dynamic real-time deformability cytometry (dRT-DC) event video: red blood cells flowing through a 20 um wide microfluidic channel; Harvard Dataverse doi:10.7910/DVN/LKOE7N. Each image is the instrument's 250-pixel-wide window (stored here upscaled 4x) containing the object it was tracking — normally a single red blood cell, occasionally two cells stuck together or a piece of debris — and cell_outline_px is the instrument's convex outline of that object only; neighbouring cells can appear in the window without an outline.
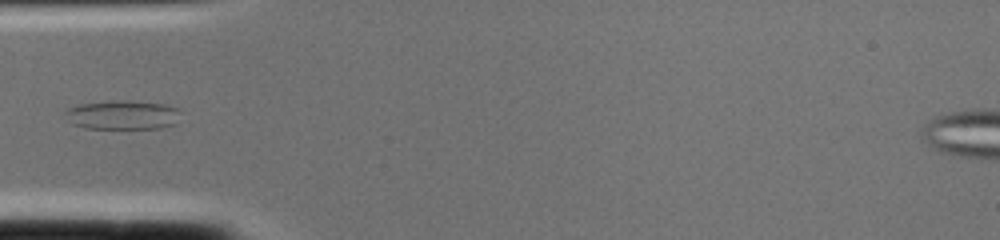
{"species": "common noctule bat (a hibernating species)", "species_latin": "Nyctalus noctula", "temperature_condition": "cold", "stored_images_in_passage": 2, "camera_frame_rate_fps": 3000, "um_per_image_px": 0.085, "animal": {"sex": "female", "body_mass_g": 22.0, "forearm_length_mm": 56.7}, "frame": {"image": 1, "passage_image": 2, "time_ms": 0.333, "image_size_px": [1000, 240], "cell_outline_px": [[180, 112], [176, 124], [160, 128], [84, 128], [72, 124], [68, 120], [64, 112], [68, 108], [80, 104], [120, 100], [164, 104], [176, 108]], "centroid_in_image_um": [10.41, 9.78], "position_along_channel_um": 74.6, "area_um2": 19.42}}